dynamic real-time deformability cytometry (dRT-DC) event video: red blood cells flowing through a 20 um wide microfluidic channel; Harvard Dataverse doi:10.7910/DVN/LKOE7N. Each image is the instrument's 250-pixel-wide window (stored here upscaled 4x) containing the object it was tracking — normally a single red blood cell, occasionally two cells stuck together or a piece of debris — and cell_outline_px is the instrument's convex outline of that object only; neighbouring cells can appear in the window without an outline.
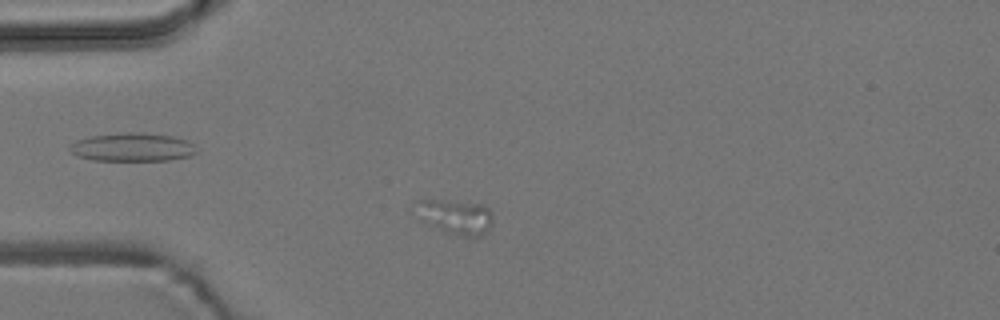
{"species": "common noctule bat (a hibernating species)", "species_latin": "Nyctalus noctula", "temperature_condition": "room temperature", "stored_images_in_passage": 5, "camera_frame_rate_fps": 3000, "um_per_image_px": 0.085, "animal": {"sex": "male", "body_mass_g": 19.2, "forearm_length_mm": 51.8}, "frame": {"image": 1, "passage_image": 2, "time_ms": 1.333, "image_size_px": [1000, 320], "cell_outline_px": [[492, 224], [488, 232], [480, 236], [464, 236], [444, 232], [420, 224], [420, 220], [424, 200], [448, 200], [484, 204], [492, 212]], "centroid_in_image_um": [38.83, 18.47], "position_along_channel_um": 46.2, "area_um2": 15.43}}